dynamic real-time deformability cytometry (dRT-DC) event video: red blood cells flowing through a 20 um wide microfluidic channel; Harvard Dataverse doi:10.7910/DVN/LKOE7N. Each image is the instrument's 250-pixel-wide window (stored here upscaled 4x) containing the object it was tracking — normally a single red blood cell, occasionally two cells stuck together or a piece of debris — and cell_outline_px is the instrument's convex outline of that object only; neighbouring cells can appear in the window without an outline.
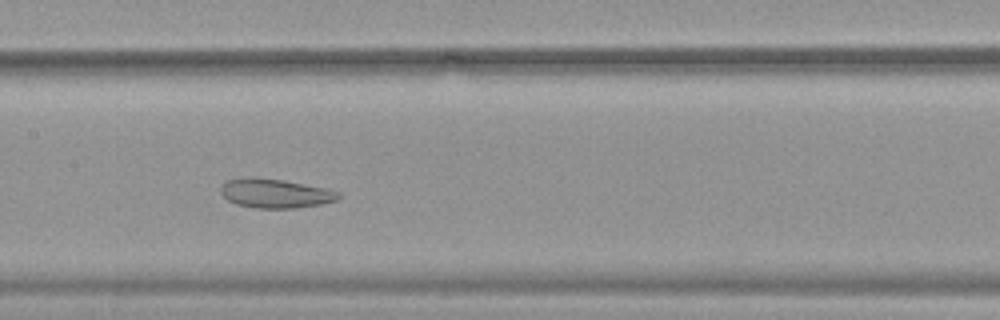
{"species": "common noctule bat (a hibernating species)", "species_latin": "Nyctalus noctula", "temperature_condition": "warm", "stored_images_in_passage": 48, "camera_frame_rate_fps": 3000, "um_per_image_px": 0.085, "animal": {"sex": "female", "body_mass_g": 19.9}, "frame": {"image": 1, "passage_image": 22, "time_ms": 7.0, "image_size_px": [1000, 320], "cell_outline_px": [[340, 196], [336, 200], [320, 204], [296, 208], [256, 208], [236, 204], [228, 200], [220, 192], [220, 188], [224, 180], [284, 180], [324, 188], [340, 192]], "centroid_in_image_um": [23.43, 16.48], "position_along_channel_um": 184.0, "area_um2": 19.19}}
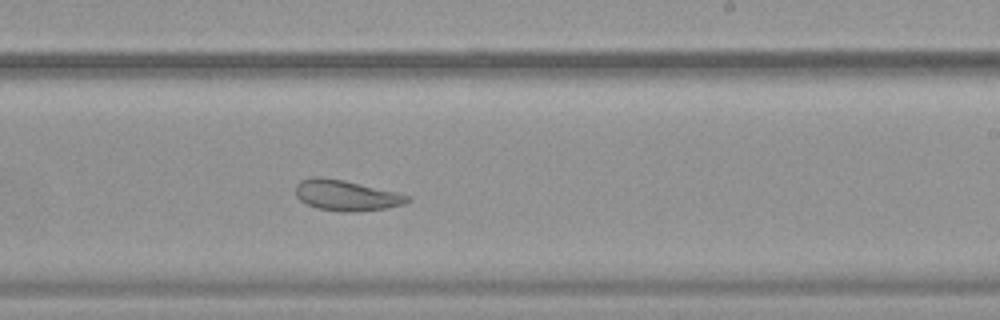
{"frame": {"image": 2, "passage_image": 28, "time_ms": 9.0, "image_size_px": [1000, 320], "cell_outline_px": [[412, 200], [404, 204], [384, 208], [352, 212], [348, 212], [316, 208], [300, 200], [296, 196], [296, 184], [300, 180], [312, 176], [320, 176], [344, 180], [400, 192], [412, 196]], "centroid_in_image_um": [29.46, 16.58], "position_along_channel_um": 259.5, "area_um2": 20.17}}
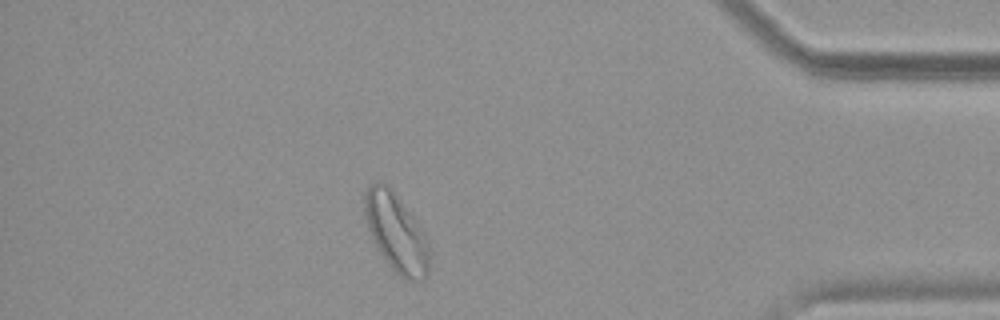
{"frame": {"image": 3, "passage_image": 42, "time_ms": 13.667, "image_size_px": [1000, 320], "cell_outline_px": [[428, 276], [424, 280], [404, 280], [392, 272], [384, 260], [372, 240], [364, 216], [364, 196], [368, 184], [376, 180], [380, 180], [396, 196], [416, 220], [424, 232], [428, 240]], "centroid_in_image_um": [33.65, 19.82], "position_along_channel_um": 401.6, "area_um2": 29.77}, "authors_computed_cell_mechanics": {"area_um2": 25.9233, "velocity_mm_per_s": 3.8003, "shape_relaxation_time_tau1_ms": null, "shape_relaxation_time_tau2_ms": 2.4921, "deformation_change_tau1": null, "deformation_change_tau2": 0.1124}}